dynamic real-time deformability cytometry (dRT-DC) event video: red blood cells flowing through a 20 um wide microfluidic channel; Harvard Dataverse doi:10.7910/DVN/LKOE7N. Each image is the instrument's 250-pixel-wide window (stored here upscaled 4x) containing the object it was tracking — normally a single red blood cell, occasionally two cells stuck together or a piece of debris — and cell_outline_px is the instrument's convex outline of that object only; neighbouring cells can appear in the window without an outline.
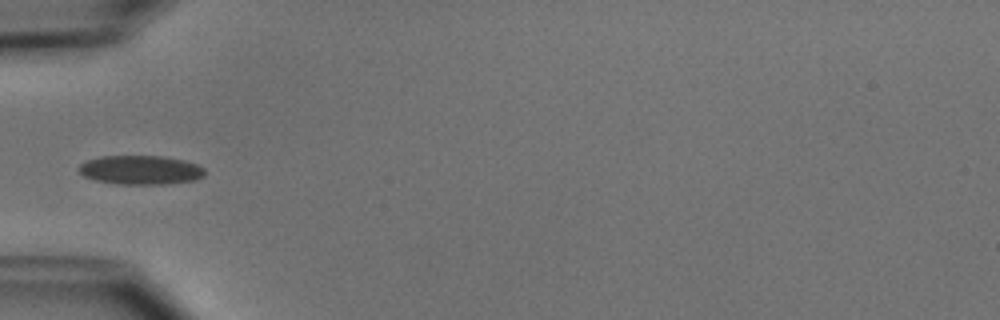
{"species": "common noctule bat (a hibernating species)", "species_latin": "Nyctalus noctula", "temperature_condition": "cold", "stored_images_in_passage": 5, "camera_frame_rate_fps": 3000, "um_per_image_px": 0.085, "animal": {"sex": "male", "body_mass_g": 15.6}, "frame": {"image": 1, "passage_image": 5, "time_ms": 5.667, "image_size_px": [1000, 320], "cell_outline_px": [[204, 176], [196, 180], [164, 184], [116, 184], [96, 180], [84, 176], [76, 168], [80, 164], [88, 160], [100, 156], [160, 156], [184, 160], [196, 164], [204, 168]], "centroid_in_image_um": [11.94, 14.45], "position_along_channel_um": 73.1, "area_um2": 21.33}}